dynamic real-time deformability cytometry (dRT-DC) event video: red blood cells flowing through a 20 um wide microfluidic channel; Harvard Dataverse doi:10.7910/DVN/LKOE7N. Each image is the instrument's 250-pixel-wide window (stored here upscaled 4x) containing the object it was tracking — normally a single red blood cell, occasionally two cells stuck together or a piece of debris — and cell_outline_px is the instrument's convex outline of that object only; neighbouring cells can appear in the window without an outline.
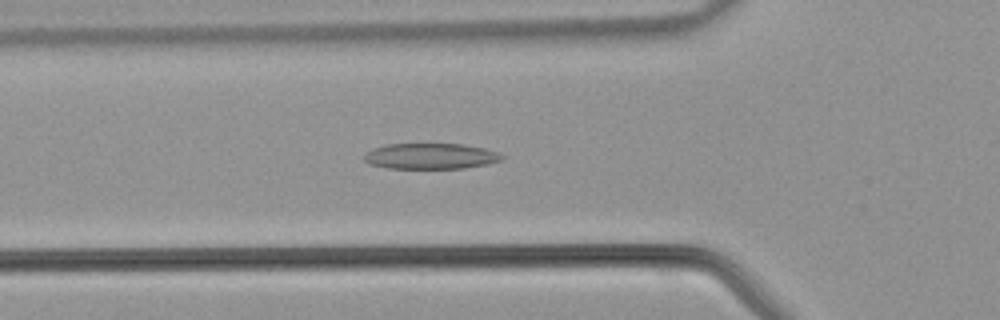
{"species": "common noctule bat (a hibernating species)", "species_latin": "Nyctalus noctula", "temperature_condition": "warm", "stored_images_in_passage": 43, "camera_frame_rate_fps": 3000, "um_per_image_px": 0.085, "animal": {"sex": "male", "body_mass_g": 21.5, "forearm_length_mm": 52.0}, "frame": {"image": 1, "passage_image": 14, "time_ms": 4.333, "image_size_px": [1000, 320], "cell_outline_px": [[504, 160], [488, 164], [464, 168], [388, 168], [368, 164], [364, 160], [364, 156], [372, 148], [388, 144], [464, 144], [484, 148], [496, 152], [504, 156]], "centroid_in_image_um": [36.61, 13.27], "position_along_channel_um": 89.2, "area_um2": 20.69}}
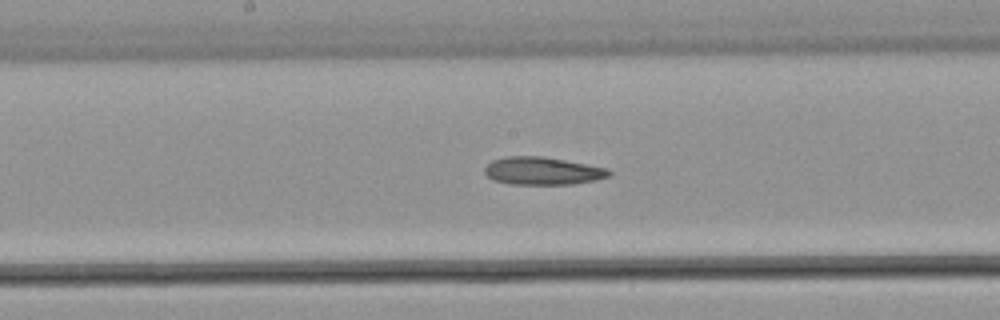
{"frame": {"image": 2, "passage_image": 21, "time_ms": 6.667, "image_size_px": [1000, 320], "cell_outline_px": [[612, 176], [596, 180], [572, 184], [512, 184], [492, 180], [484, 172], [484, 168], [492, 160], [508, 156], [544, 156], [608, 168], [612, 172]], "centroid_in_image_um": [46.14, 14.53], "position_along_channel_um": 202.1, "area_um2": 20.23}}
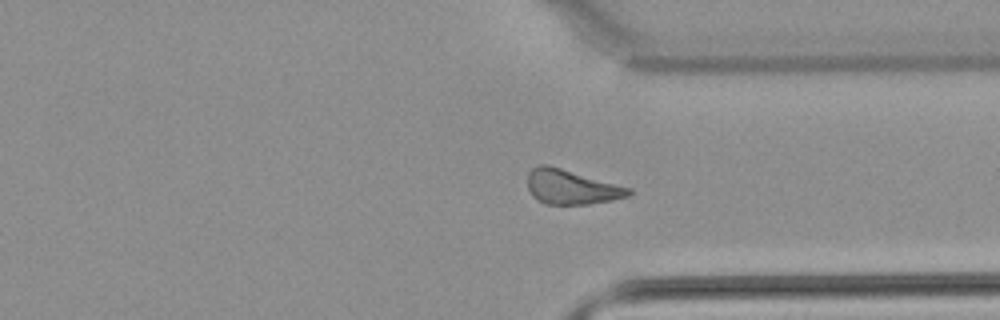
{"frame": {"image": 3, "passage_image": 31, "time_ms": 10.0, "image_size_px": [1000, 320], "cell_outline_px": [[632, 192], [628, 196], [612, 200], [588, 204], [544, 204], [536, 200], [532, 196], [528, 188], [528, 172], [536, 164], [548, 164], [632, 188]], "centroid_in_image_um": [48.54, 15.88], "position_along_channel_um": 362.9, "area_um2": 20.58}}